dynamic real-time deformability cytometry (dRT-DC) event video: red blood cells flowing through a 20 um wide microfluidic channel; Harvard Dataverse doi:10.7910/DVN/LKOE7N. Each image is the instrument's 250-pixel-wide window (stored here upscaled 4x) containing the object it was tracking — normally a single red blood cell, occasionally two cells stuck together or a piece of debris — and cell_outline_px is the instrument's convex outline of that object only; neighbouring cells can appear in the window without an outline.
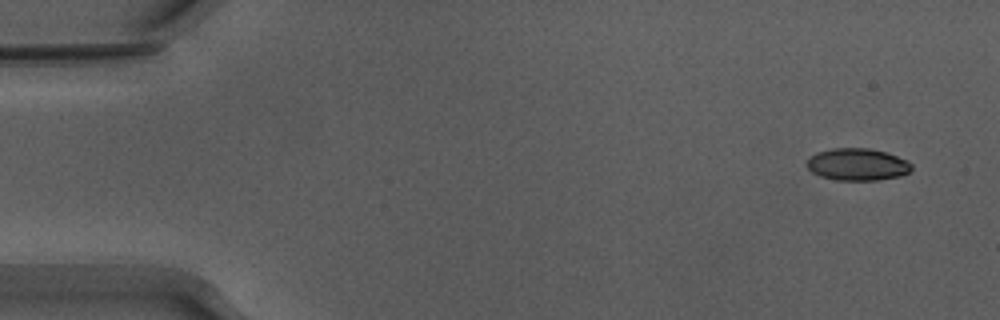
{"species": "Egyptian fruit bat (a non-hibernating species)", "species_latin": "Rousettus aegyptiacus", "temperature_condition": "warm", "stored_images_in_passage": 51, "camera_frame_rate_fps": 3000, "um_per_image_px": 0.085, "animal": {"sex": "male"}, "frame": {"image": 1, "passage_image": 1, "time_ms": 0.0, "image_size_px": [1000, 320], "cell_outline_px": [[912, 168], [908, 172], [900, 176], [876, 180], [836, 180], [820, 176], [812, 172], [808, 168], [808, 160], [816, 152], [832, 148], [868, 148], [884, 152], [908, 160], [912, 164]], "centroid_in_image_um": [72.89, 13.98], "position_along_channel_um": 12.1, "area_um2": 19.48}}
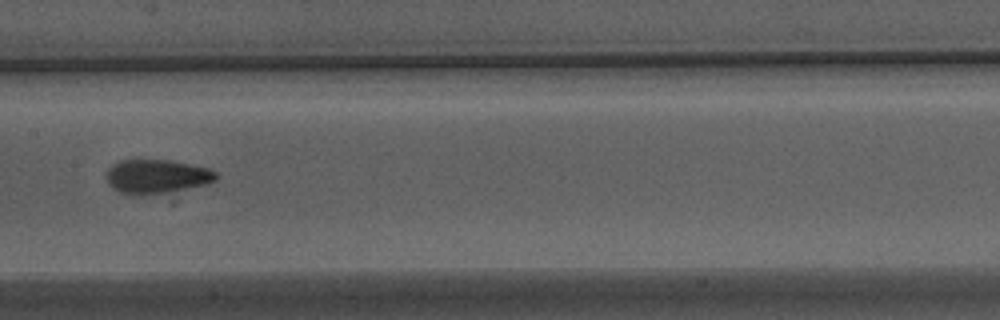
{"frame": {"image": 2, "passage_image": 25, "time_ms": 8.0, "image_size_px": [1000, 320], "cell_outline_px": [[216, 180], [204, 184], [164, 192], [140, 196], [120, 192], [112, 188], [108, 184], [108, 168], [112, 164], [120, 160], [168, 160], [208, 168], [216, 172]], "centroid_in_image_um": [13.27, 14.99], "position_along_channel_um": 194.1, "area_um2": 21.27}}
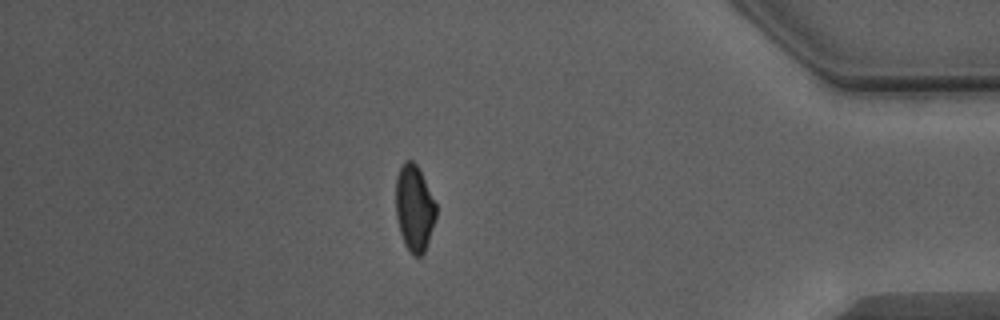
{"frame": {"image": 3, "passage_image": 44, "time_ms": 14.333, "image_size_px": [1000, 320], "cell_outline_px": [[436, 216], [424, 252], [420, 256], [412, 256], [404, 244], [400, 232], [396, 216], [396, 176], [404, 160], [412, 160], [420, 168], [436, 204]], "centroid_in_image_um": [35.21, 17.66], "position_along_channel_um": 400.0, "area_um2": 20.29}, "authors_computed_cell_mechanics": {"area_um2": 20.5768, "velocity_mm_per_s": 3.8809, "shape_relaxation_time_tau1_ms": 5.3087, "shape_relaxation_time_tau2_ms": 1.1865, "deformation_change_tau1": 0.159, "deformation_change_tau2": 0.0739}}